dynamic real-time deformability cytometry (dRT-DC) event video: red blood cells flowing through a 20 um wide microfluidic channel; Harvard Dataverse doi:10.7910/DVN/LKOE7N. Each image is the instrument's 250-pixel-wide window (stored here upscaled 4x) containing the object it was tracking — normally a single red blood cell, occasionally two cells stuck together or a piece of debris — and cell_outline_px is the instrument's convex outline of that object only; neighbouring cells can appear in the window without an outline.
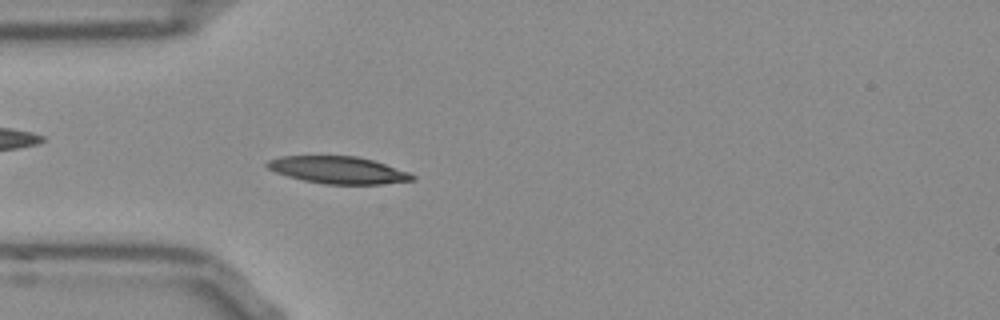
{"species": "Egyptian fruit bat (a non-hibernating species)", "species_latin": "Rousettus aegyptiacus", "temperature_condition": "room temperature", "stored_images_in_passage": 52, "camera_frame_rate_fps": 3000, "um_per_image_px": 0.085, "frame": {"image": 1, "passage_image": 14, "time_ms": 4.333, "image_size_px": [1000, 320], "cell_outline_px": [[416, 180], [380, 184], [324, 184], [304, 180], [288, 176], [276, 172], [268, 168], [264, 164], [268, 160], [280, 156], [356, 156], [372, 160], [408, 172], [416, 176]], "centroid_in_image_um": [28.73, 14.45], "position_along_channel_um": 56.3, "area_um2": 22.83}}
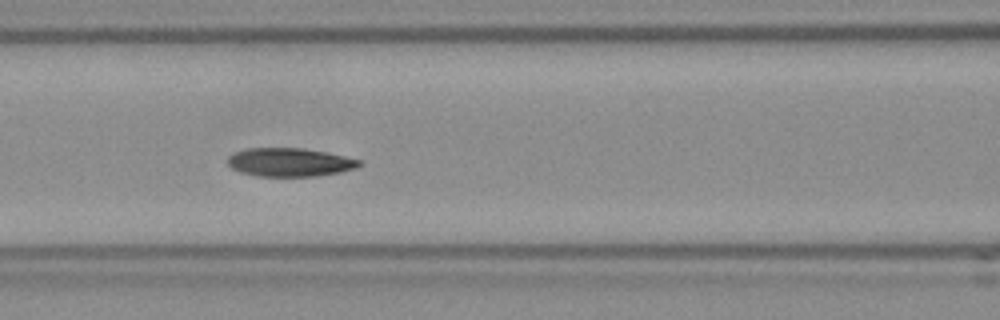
{"frame": {"image": 2, "passage_image": 21, "time_ms": 6.667, "image_size_px": [1000, 320], "cell_outline_px": [[360, 164], [356, 168], [340, 172], [316, 176], [256, 176], [240, 172], [232, 168], [228, 164], [228, 156], [232, 152], [248, 148], [304, 148], [328, 152], [360, 160]], "centroid_in_image_um": [24.59, 13.78], "position_along_channel_um": 142.0, "area_um2": 21.91}}
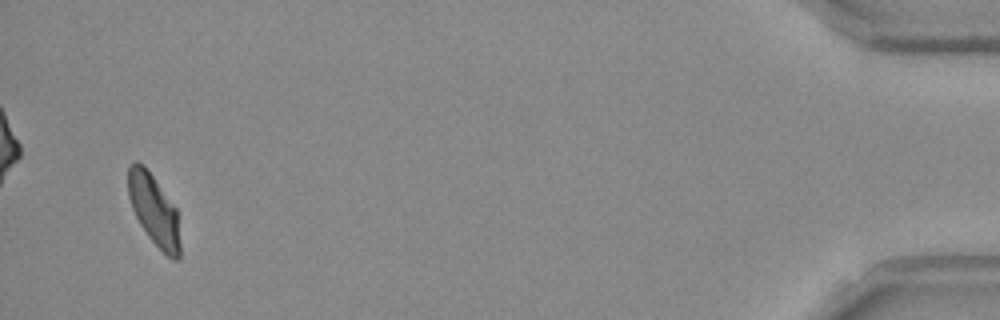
{"frame": {"image": 3, "passage_image": 50, "time_ms": 16.333, "image_size_px": [1000, 320], "cell_outline_px": [[180, 256], [176, 260], [172, 260], [148, 236], [140, 224], [132, 208], [128, 196], [128, 168], [136, 160], [144, 164], [176, 208], [180, 244]], "centroid_in_image_um": [13.08, 17.83], "position_along_channel_um": 422.1, "area_um2": 21.21}, "authors_computed_cell_mechanics": {"area_um2": 22.1085, "velocity_mm_per_s": 3.7956, "shape_relaxation_time_tau1_ms": 5.7034, "shape_relaxation_time_tau2_ms": 1.8648, "deformation_change_tau1": 0.1564, "deformation_change_tau2": 0.0519}}